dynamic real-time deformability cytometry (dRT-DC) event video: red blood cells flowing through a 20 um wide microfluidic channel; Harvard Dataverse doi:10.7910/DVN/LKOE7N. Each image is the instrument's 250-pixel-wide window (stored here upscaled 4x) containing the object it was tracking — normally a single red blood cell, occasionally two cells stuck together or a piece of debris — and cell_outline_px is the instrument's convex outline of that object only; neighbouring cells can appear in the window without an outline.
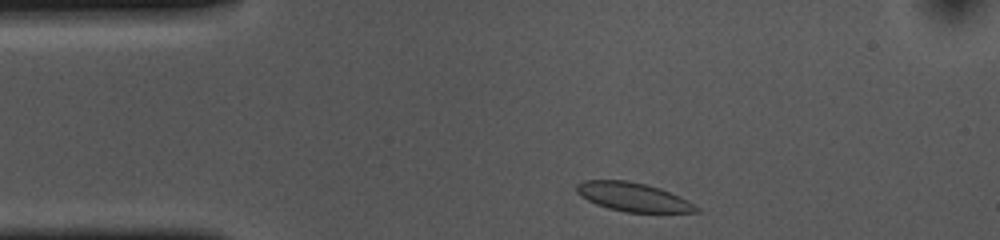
{"species": "common noctule bat (a hibernating species)", "species_latin": "Nyctalus noctula", "temperature_condition": "cold", "stored_images_in_passage": 35, "camera_frame_rate_fps": 3000, "um_per_image_px": 0.085, "animal": {"sex": "female", "body_mass_g": 10.0, "forearm_length_mm": 53.1}, "frame": {"image": 1, "passage_image": 2, "time_ms": 0.333, "image_size_px": [1000, 240], "cell_outline_px": [[700, 212], [624, 212], [608, 208], [596, 204], [580, 196], [576, 192], [576, 184], [584, 180], [628, 180], [648, 184], [660, 188], [688, 200], [700, 208]], "centroid_in_image_um": [53.8, 16.73], "position_along_channel_um": 31.2, "area_um2": 20.17}}
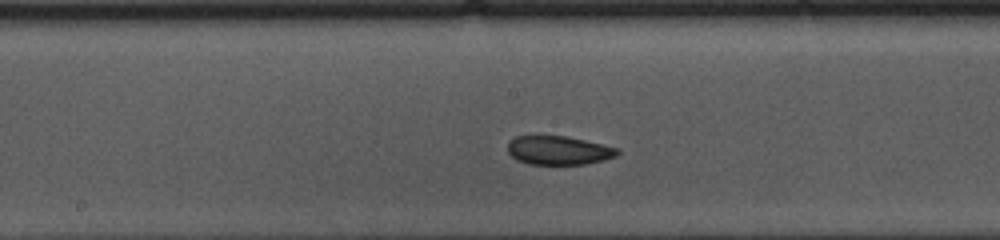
{"frame": {"image": 2, "passage_image": 19, "time_ms": 6.0, "image_size_px": [1000, 240], "cell_outline_px": [[620, 152], [616, 156], [604, 160], [584, 164], [528, 164], [516, 160], [508, 152], [508, 140], [516, 136], [536, 132], [568, 136], [620, 148]], "centroid_in_image_um": [47.43, 12.72], "position_along_channel_um": 200.8, "area_um2": 19.31}}
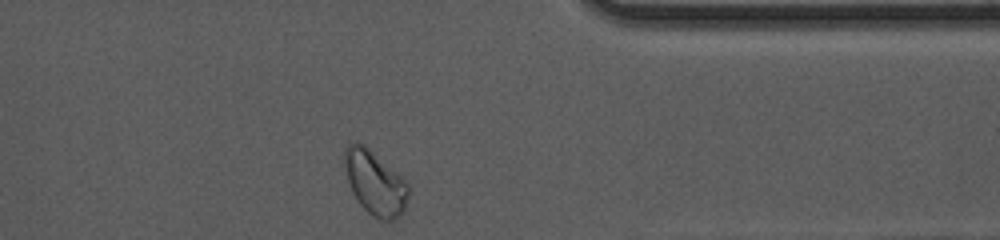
{"frame": {"image": 3, "passage_image": 35, "time_ms": 11.333, "image_size_px": [1000, 240], "cell_outline_px": [[408, 196], [404, 212], [400, 216], [392, 220], [380, 220], [372, 216], [360, 204], [352, 192], [348, 184], [344, 164], [344, 148], [352, 140], [356, 140], [364, 144], [396, 172], [408, 184]], "centroid_in_image_um": [31.84, 15.52], "position_along_channel_um": 379.6, "area_um2": 23.93}, "authors_computed_cell_mechanics": {"area_um2": 19.7098, "velocity_mm_per_s": 3.6089, "shape_relaxation_time_tau1_ms": 10.4127, "shape_relaxation_time_tau2_ms": null, "deformation_change_tau1": 0.1435, "deformation_change_tau2": null}}